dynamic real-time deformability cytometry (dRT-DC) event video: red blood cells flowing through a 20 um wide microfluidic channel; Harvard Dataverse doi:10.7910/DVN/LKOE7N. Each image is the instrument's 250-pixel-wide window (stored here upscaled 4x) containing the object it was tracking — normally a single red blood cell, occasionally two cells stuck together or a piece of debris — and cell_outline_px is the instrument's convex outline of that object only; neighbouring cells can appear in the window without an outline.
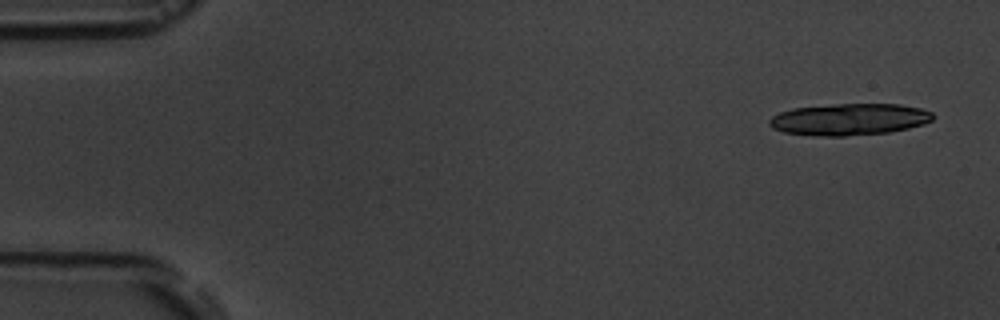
{"species": "common noctule bat (a hibernating species)", "species_latin": "Nyctalus noctula", "temperature_condition": "room temperature", "stored_images_in_passage": 4, "camera_frame_rate_fps": 3000, "um_per_image_px": 0.085, "animal": {"sex": "male", "body_mass_g": 19.5, "forearm_length_mm": 54.6}, "frame": {"image": 1, "passage_image": 1, "time_ms": 0.0, "image_size_px": [1000, 320], "cell_outline_px": [[936, 116], [932, 120], [924, 124], [908, 128], [888, 132], [844, 136], [820, 136], [784, 132], [772, 128], [768, 124], [768, 120], [772, 116], [780, 112], [792, 108], [832, 104], [900, 104], [920, 108], [932, 112]], "centroid_in_image_um": [72.19, 10.14], "position_along_channel_um": 12.8, "area_um2": 30.35}}